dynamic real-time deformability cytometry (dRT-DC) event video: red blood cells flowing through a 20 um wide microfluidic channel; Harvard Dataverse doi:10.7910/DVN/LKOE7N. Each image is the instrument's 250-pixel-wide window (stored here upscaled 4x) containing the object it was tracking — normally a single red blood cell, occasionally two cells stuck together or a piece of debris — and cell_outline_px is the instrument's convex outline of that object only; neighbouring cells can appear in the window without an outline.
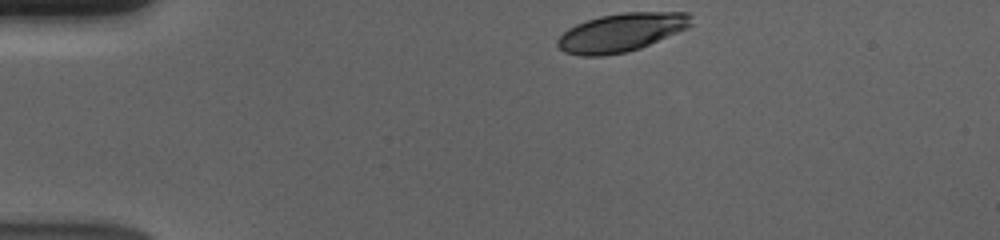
{"species": "human", "species_latin": "Homo sapiens", "temperature_condition": "cold", "stored_images_in_passage": 40, "camera_frame_rate_fps": 3000, "um_per_image_px": 0.085, "donor": {"sex": "male"}, "frame": {"image": 1, "passage_image": 1, "time_ms": 0.0, "image_size_px": [1000, 240], "cell_outline_px": [[692, 24], [688, 28], [640, 48], [628, 52], [600, 56], [580, 56], [564, 52], [556, 44], [556, 40], [568, 28], [576, 24], [600, 16], [624, 12], [688, 12], [692, 16]], "centroid_in_image_um": [52.81, 2.76], "position_along_channel_um": 32.2, "area_um2": 30.0}}
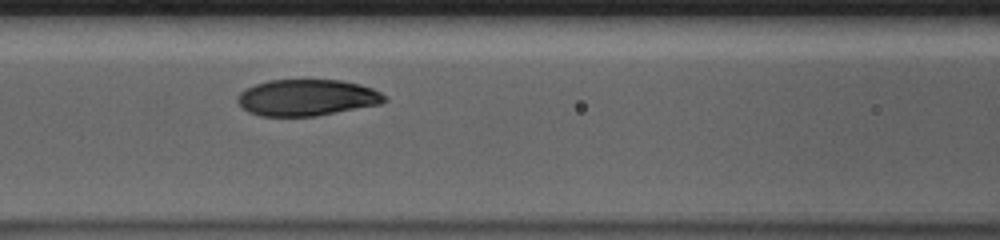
{"frame": {"image": 2, "passage_image": 15, "time_ms": 4.667, "image_size_px": [1000, 240], "cell_outline_px": [[388, 100], [380, 104], [316, 116], [260, 116], [248, 112], [236, 100], [236, 96], [244, 88], [268, 80], [340, 80], [360, 84], [372, 88], [388, 96]], "centroid_in_image_um": [26.09, 8.29], "position_along_channel_um": 140.5, "area_um2": 31.33}}
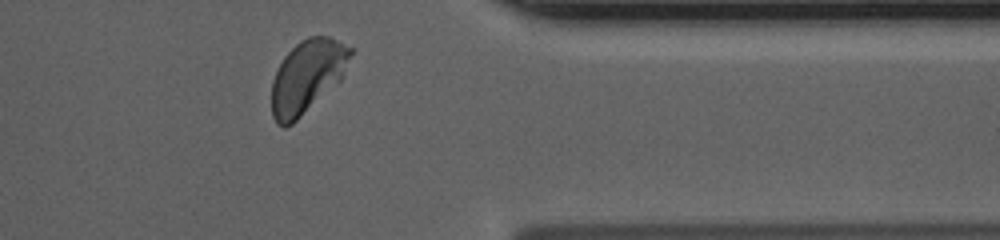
{"frame": {"image": 3, "passage_image": 36, "time_ms": 11.667, "image_size_px": [1000, 240], "cell_outline_px": [[356, 48], [344, 76], [340, 80], [292, 124], [284, 128], [276, 124], [272, 116], [272, 80], [284, 56], [300, 40], [308, 36], [328, 36]], "centroid_in_image_um": [26.15, 6.47], "position_along_channel_um": 385.3, "area_um2": 33.7}, "authors_computed_cell_mechanics": {"area_um2": 32.2524, "velocity_mm_per_s": 3.6478, "shape_relaxation_time_tau1_ms": 4.5123, "shape_relaxation_time_tau2_ms": null, "deformation_change_tau1": 0.1678, "deformation_change_tau2": null}}